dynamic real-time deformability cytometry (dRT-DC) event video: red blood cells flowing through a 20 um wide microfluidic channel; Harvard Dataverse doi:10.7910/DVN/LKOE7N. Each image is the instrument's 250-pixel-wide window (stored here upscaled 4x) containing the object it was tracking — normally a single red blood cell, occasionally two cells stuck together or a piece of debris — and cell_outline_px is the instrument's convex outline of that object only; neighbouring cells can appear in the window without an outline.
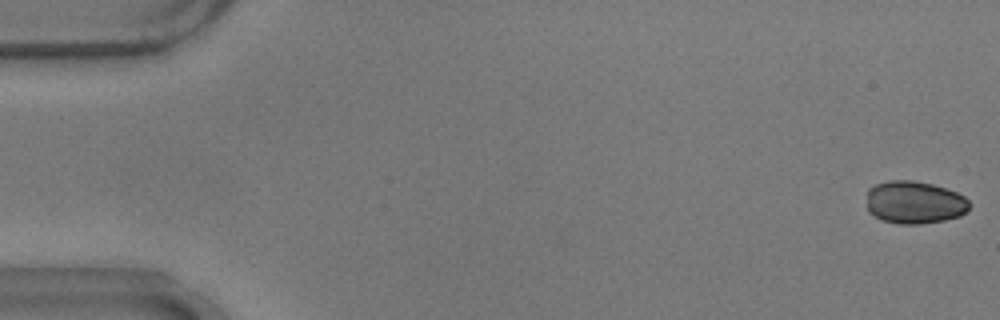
{"species": "common noctule bat (a hibernating species)", "species_latin": "Nyctalus noctula", "temperature_condition": "warm", "stored_images_in_passage": 54, "camera_frame_rate_fps": 3000, "um_per_image_px": 0.085, "animal": {"sex": "male", "body_mass_g": 17.9}, "frame": {"image": 1, "passage_image": 1, "time_ms": 0.0, "image_size_px": [1000, 320], "cell_outline_px": [[968, 208], [960, 216], [944, 220], [920, 224], [900, 224], [880, 220], [868, 212], [868, 188], [876, 184], [888, 180], [912, 180], [932, 184], [956, 192], [964, 196], [968, 200]], "centroid_in_image_um": [77.7, 17.2], "position_along_channel_um": 7.3, "area_um2": 25.55}}
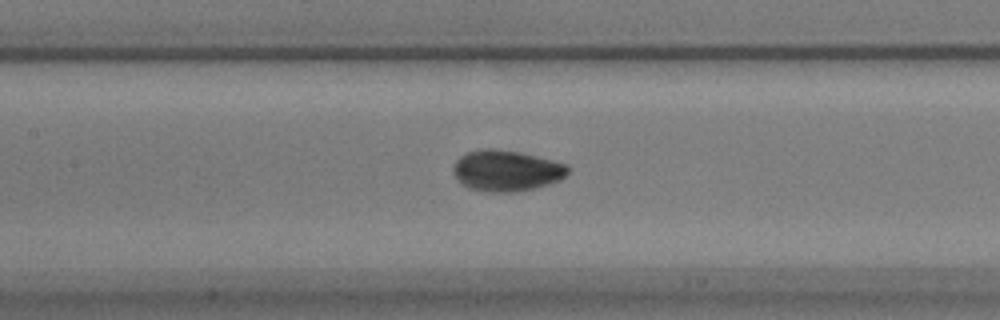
{"frame": {"image": 2, "passage_image": 25, "time_ms": 8.0, "image_size_px": [1000, 320], "cell_outline_px": [[568, 172], [560, 180], [548, 184], [532, 188], [512, 192], [484, 192], [468, 188], [460, 184], [452, 172], [452, 168], [456, 160], [460, 156], [468, 152], [484, 148], [492, 148], [520, 152], [568, 164]], "centroid_in_image_um": [42.99, 14.51], "position_along_channel_um": 164.4, "area_um2": 27.51}}
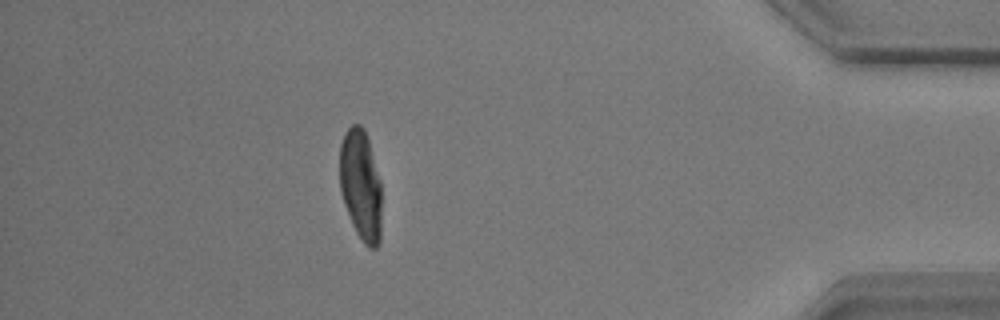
{"frame": {"image": 3, "passage_image": 48, "time_ms": 15.667, "image_size_px": [1000, 320], "cell_outline_px": [[380, 240], [376, 248], [368, 248], [364, 244], [356, 232], [352, 224], [344, 204], [340, 192], [340, 144], [344, 132], [352, 124], [360, 124], [364, 128], [368, 140], [380, 180]], "centroid_in_image_um": [30.64, 15.73], "position_along_channel_um": 404.6, "area_um2": 26.99}, "authors_computed_cell_mechanics": {"area_um2": 27.0793, "velocity_mm_per_s": 3.735, "shape_relaxation_time_tau1_ms": 2.8801, "shape_relaxation_time_tau2_ms": null, "deformation_change_tau1": 0.1225, "deformation_change_tau2": null}}